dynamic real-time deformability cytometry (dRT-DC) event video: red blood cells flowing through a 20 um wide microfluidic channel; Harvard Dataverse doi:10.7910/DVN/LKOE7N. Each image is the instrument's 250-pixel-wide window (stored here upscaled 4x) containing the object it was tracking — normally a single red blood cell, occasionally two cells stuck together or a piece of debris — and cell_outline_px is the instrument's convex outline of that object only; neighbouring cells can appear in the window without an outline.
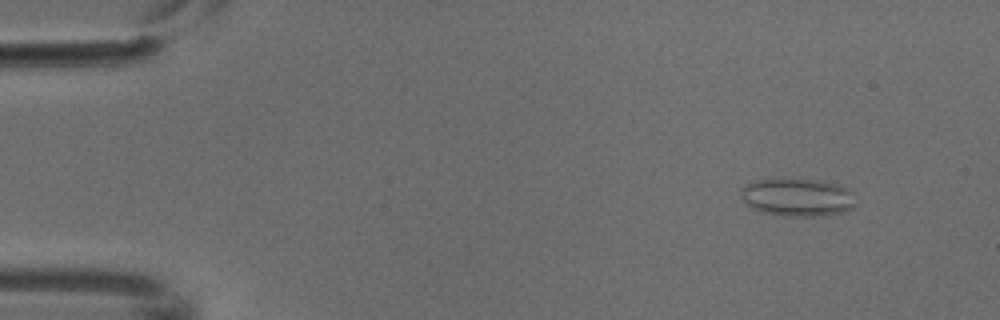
{"species": "common noctule bat (a hibernating species)", "species_latin": "Nyctalus noctula", "temperature_condition": "cold", "stored_images_in_passage": 5, "camera_frame_rate_fps": 3000, "um_per_image_px": 0.085, "animal": {"sex": "male", "body_mass_g": 18.8}, "frame": {"image": 1, "passage_image": 1, "time_ms": 0.0, "image_size_px": [1000, 320], "cell_outline_px": [[856, 204], [852, 208], [840, 212], [820, 216], [784, 216], [760, 212], [752, 208], [740, 196], [744, 188], [748, 184], [760, 180], [816, 180], [840, 184], [848, 188], [852, 192]], "centroid_in_image_um": [67.84, 16.79], "position_along_channel_um": 17.2, "area_um2": 24.97}}